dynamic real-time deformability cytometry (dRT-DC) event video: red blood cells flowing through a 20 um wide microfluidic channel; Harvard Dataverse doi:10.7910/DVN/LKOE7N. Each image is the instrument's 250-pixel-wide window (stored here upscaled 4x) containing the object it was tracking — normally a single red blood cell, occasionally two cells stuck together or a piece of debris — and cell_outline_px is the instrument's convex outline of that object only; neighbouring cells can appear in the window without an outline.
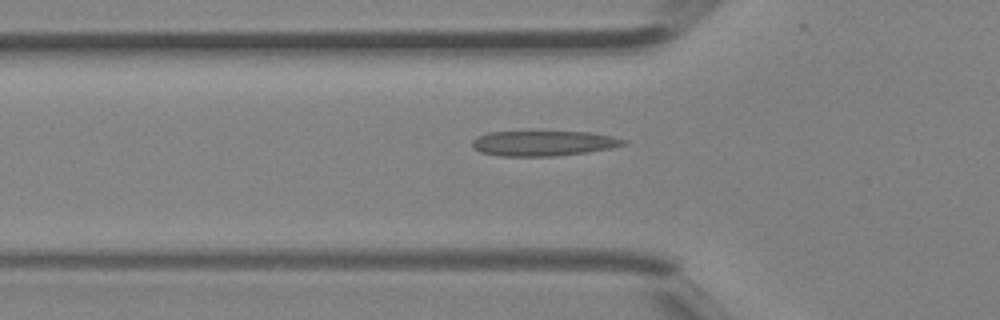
{"species": "Egyptian fruit bat (a non-hibernating species)", "species_latin": "Rousettus aegyptiacus", "temperature_condition": "room temperature", "stored_images_in_passage": 32, "camera_frame_rate_fps": 3000, "um_per_image_px": 0.085, "animal": {"sex": "female"}, "frame": {"image": 1, "passage_image": 8, "time_ms": 2.333, "image_size_px": [1000, 320], "cell_outline_px": [[628, 144], [588, 152], [556, 156], [500, 156], [480, 152], [472, 148], [472, 140], [476, 136], [488, 132], [592, 132], [612, 136], [628, 140]], "centroid_in_image_um": [46.18, 12.18], "position_along_channel_um": 79.6, "area_um2": 22.31}}
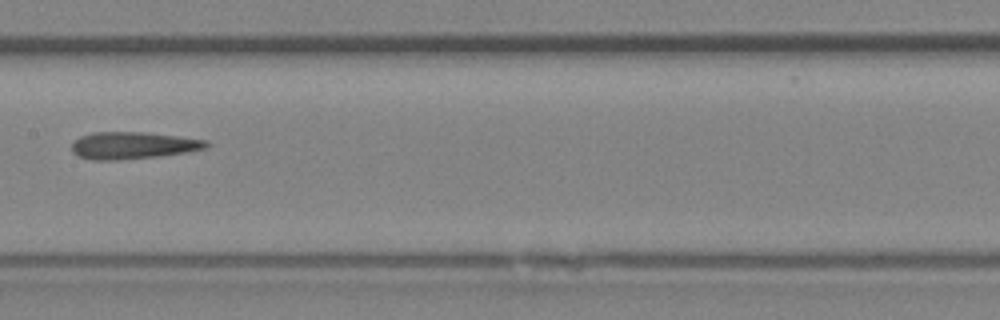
{"frame": {"image": 2, "passage_image": 15, "time_ms": 4.667, "image_size_px": [1000, 320], "cell_outline_px": [[212, 144], [208, 148], [184, 152], [156, 156], [116, 160], [96, 160], [80, 156], [72, 152], [72, 144], [80, 136], [92, 132], [148, 132], [208, 140]], "centroid_in_image_um": [11.34, 12.34], "position_along_channel_um": 196.1, "area_um2": 21.15}}
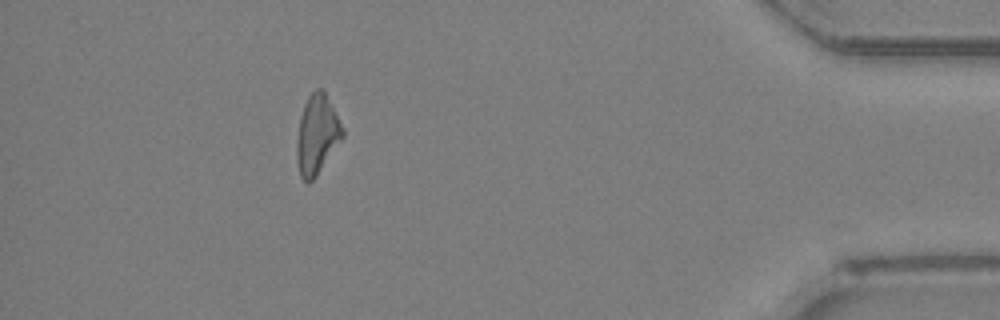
{"frame": {"image": 3, "passage_image": 31, "time_ms": 10.0, "image_size_px": [1000, 320], "cell_outline_px": [[344, 136], [316, 176], [308, 184], [300, 176], [296, 160], [296, 140], [300, 116], [304, 104], [308, 96], [316, 88], [324, 88], [344, 128]], "centroid_in_image_um": [26.94, 11.41], "position_along_channel_um": 408.3, "area_um2": 21.44}}